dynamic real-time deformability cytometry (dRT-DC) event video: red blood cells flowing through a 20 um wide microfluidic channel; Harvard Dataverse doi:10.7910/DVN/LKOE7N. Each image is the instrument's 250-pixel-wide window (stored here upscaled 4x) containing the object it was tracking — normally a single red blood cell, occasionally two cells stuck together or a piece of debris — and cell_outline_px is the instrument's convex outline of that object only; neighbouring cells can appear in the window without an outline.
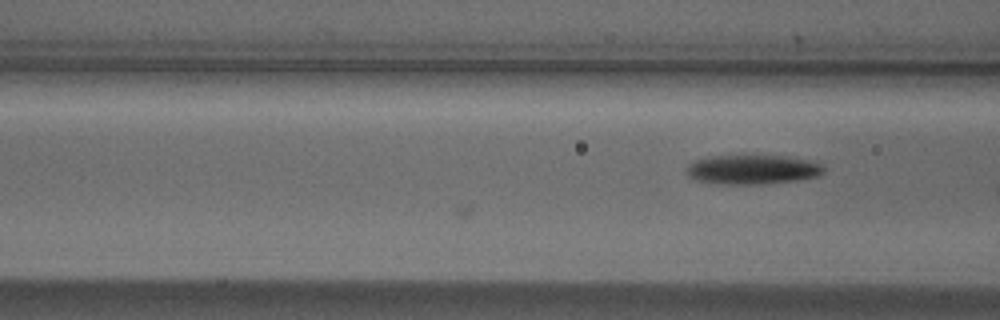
{"species": "Egyptian fruit bat (a non-hibernating species)", "species_latin": "Rousettus aegyptiacus", "temperature_condition": "cold", "stored_images_in_passage": 12, "camera_frame_rate_fps": 3000, "um_per_image_px": 0.085, "animal": {"sex": "male"}, "frame": {"image": 1, "passage_image": 12, "time_ms": 3.667, "image_size_px": [1000, 320], "cell_outline_px": [[824, 172], [820, 176], [796, 180], [764, 184], [720, 184], [696, 180], [688, 176], [684, 172], [684, 168], [688, 164], [696, 160], [708, 156], [788, 156], [808, 160], [820, 164], [824, 168]], "centroid_in_image_um": [63.92, 14.41], "position_along_channel_um": 102.7, "area_um2": 23.64}}